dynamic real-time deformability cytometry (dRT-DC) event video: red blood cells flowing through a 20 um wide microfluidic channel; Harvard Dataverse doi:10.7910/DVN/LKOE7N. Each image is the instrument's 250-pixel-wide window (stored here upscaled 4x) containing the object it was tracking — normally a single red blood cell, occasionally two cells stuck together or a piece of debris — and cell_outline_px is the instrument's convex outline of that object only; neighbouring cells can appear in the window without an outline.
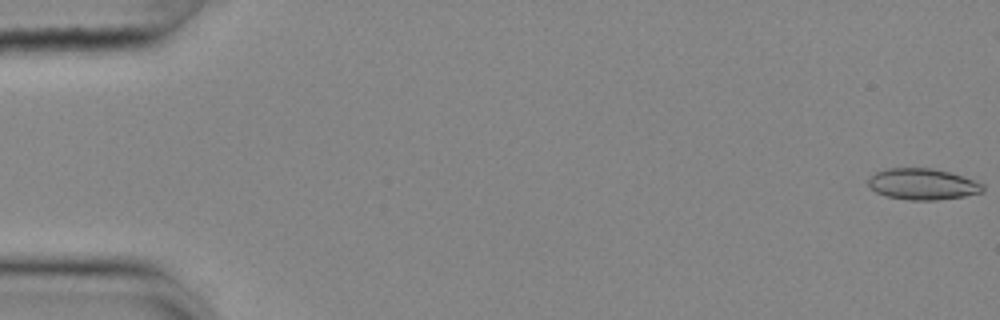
{"species": "common noctule bat (a hibernating species)", "species_latin": "Nyctalus noctula", "temperature_condition": "cold", "stored_images_in_passage": 57, "camera_frame_rate_fps": 3000, "um_per_image_px": 0.085, "animal": {"sex": "female", "body_mass_g": 25.1}, "frame": {"image": 1, "passage_image": 1, "time_ms": 0.0, "image_size_px": [1000, 320], "cell_outline_px": [[984, 192], [964, 196], [936, 200], [908, 200], [888, 196], [876, 192], [868, 184], [868, 180], [876, 172], [888, 168], [932, 168], [948, 172], [984, 184]], "centroid_in_image_um": [78.43, 15.65], "position_along_channel_um": 6.6, "area_um2": 20.58}}
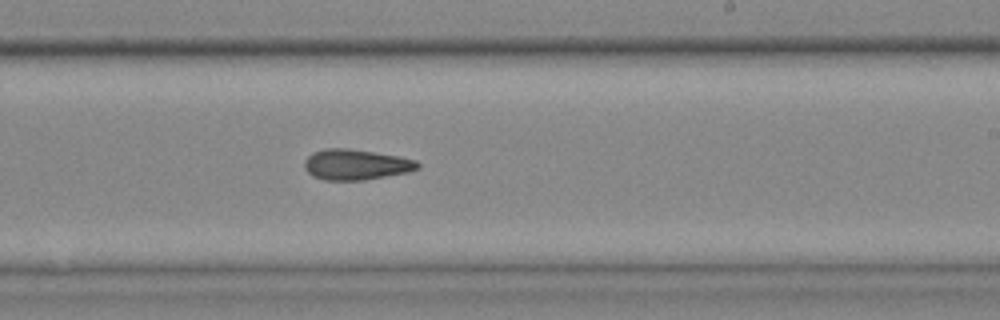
{"frame": {"image": 2, "passage_image": 34, "time_ms": 11.0, "image_size_px": [1000, 320], "cell_outline_px": [[420, 168], [408, 172], [364, 180], [324, 180], [312, 176], [304, 168], [304, 160], [312, 152], [324, 148], [348, 148], [396, 156], [416, 160], [420, 164]], "centroid_in_image_um": [30.22, 13.99], "position_along_channel_um": 258.8, "area_um2": 20.17}}
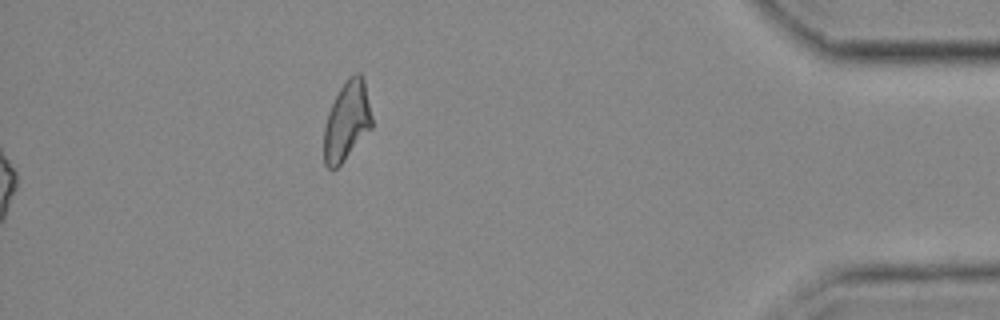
{"frame": {"image": 3, "passage_image": 57, "time_ms": 18.667, "image_size_px": [1000, 320], "cell_outline_px": [[372, 128], [344, 160], [336, 168], [328, 168], [324, 164], [324, 128], [328, 112], [340, 88], [348, 76], [356, 72], [360, 72], [364, 80], [372, 116]], "centroid_in_image_um": [29.48, 10.27], "position_along_channel_um": 405.7, "area_um2": 22.02}, "authors_computed_cell_mechanics": {"area_um2": 20.1722, "velocity_mm_per_s": 3.6754, "shape_relaxation_time_tau1_ms": 6.5039, "shape_relaxation_time_tau2_ms": 6.5275, "deformation_change_tau1": 0.1578, "deformation_change_tau2": 0.1466}}